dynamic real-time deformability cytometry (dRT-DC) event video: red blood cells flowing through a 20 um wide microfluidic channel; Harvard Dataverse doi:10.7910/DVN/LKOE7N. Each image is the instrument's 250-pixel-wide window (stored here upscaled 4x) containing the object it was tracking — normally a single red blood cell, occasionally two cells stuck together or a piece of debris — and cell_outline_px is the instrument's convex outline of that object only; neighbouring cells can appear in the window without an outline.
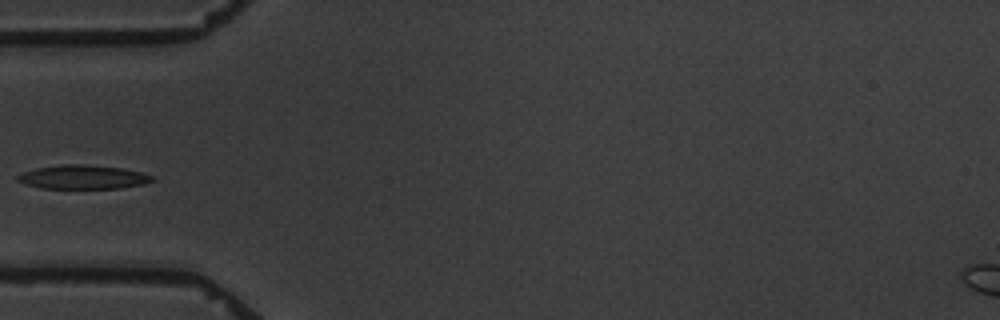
{"species": "common noctule bat (a hibernating species)", "species_latin": "Nyctalus noctula", "temperature_condition": "warm", "stored_images_in_passage": 11, "camera_frame_rate_fps": 3000, "um_per_image_px": 0.085, "animal": {"sex": "male", "body_mass_g": 19.5, "forearm_length_mm": 54.6}, "frame": {"image": 1, "passage_image": 1, "time_ms": 0.0, "image_size_px": [1000, 320], "cell_outline_px": [[156, 180], [144, 184], [120, 188], [40, 188], [24, 184], [16, 180], [16, 176], [20, 172], [36, 168], [64, 164], [84, 164], [124, 168], [140, 172], [152, 176]], "centroid_in_image_um": [7.02, 15.05], "position_along_channel_um": 78.0, "area_um2": 18.9}}
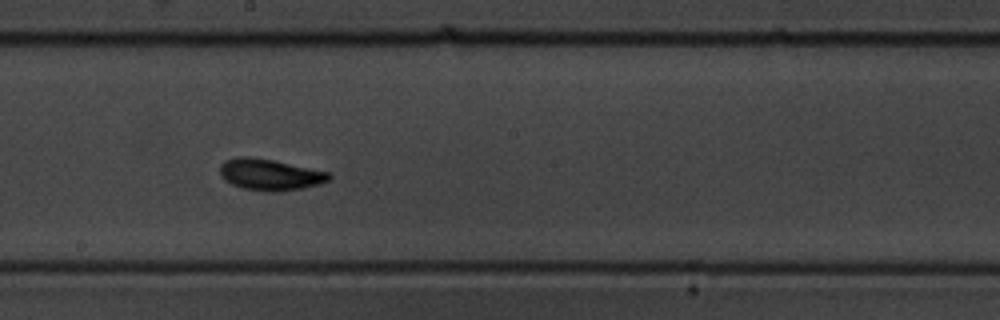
{"frame": {"image": 2, "passage_image": 5, "time_ms": 4.333, "image_size_px": [1000, 320], "cell_outline_px": [[332, 176], [328, 180], [320, 184], [280, 192], [264, 192], [244, 188], [232, 184], [224, 180], [220, 176], [220, 164], [224, 160], [240, 156], [248, 156], [272, 160], [332, 172]], "centroid_in_image_um": [22.94, 14.84], "position_along_channel_um": 225.3, "area_um2": 20.11}}
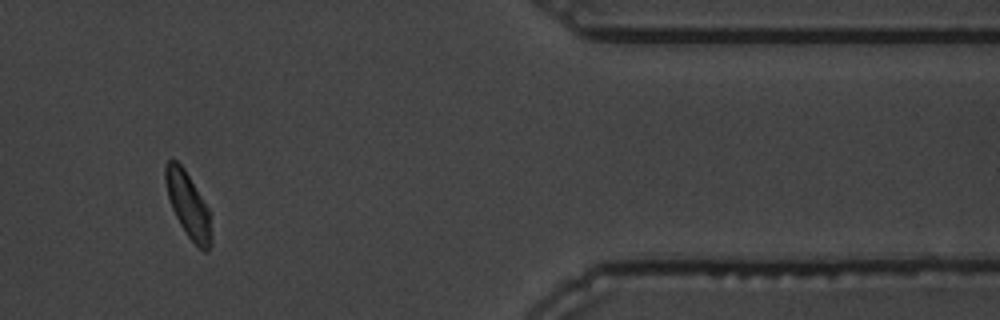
{"frame": {"image": 3, "passage_image": 10, "time_ms": 10.333, "image_size_px": [1000, 320], "cell_outline_px": [[212, 244], [208, 252], [204, 252], [188, 236], [180, 224], [172, 208], [168, 196], [164, 180], [164, 164], [168, 160], [176, 160], [184, 168], [208, 208], [212, 236]], "centroid_in_image_um": [15.98, 17.42], "position_along_channel_um": 395.4, "area_um2": 17.28}}